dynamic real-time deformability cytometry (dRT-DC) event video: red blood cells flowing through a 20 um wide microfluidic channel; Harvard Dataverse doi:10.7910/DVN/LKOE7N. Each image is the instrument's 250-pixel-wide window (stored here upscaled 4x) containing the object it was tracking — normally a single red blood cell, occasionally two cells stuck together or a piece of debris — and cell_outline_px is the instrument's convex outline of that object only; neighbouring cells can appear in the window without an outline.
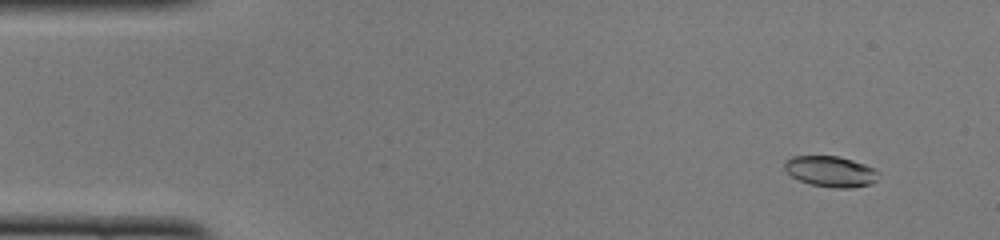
{"species": "common noctule bat (a hibernating species)", "species_latin": "Nyctalus noctula", "temperature_condition": "cold", "stored_images_in_passage": 51, "camera_frame_rate_fps": 3000, "um_per_image_px": 0.085, "animal": {"sex": "female", "body_mass_g": 22.0, "forearm_length_mm": 56.7}, "frame": {"image": 1, "passage_image": 5, "time_ms": 1.333, "image_size_px": [1000, 240], "cell_outline_px": [[876, 180], [872, 184], [852, 188], [836, 188], [812, 184], [800, 180], [792, 176], [784, 168], [784, 160], [792, 156], [836, 156], [852, 160], [864, 164], [872, 168], [876, 172]], "centroid_in_image_um": [70.57, 14.57], "position_along_channel_um": 14.4, "area_um2": 16.59}}
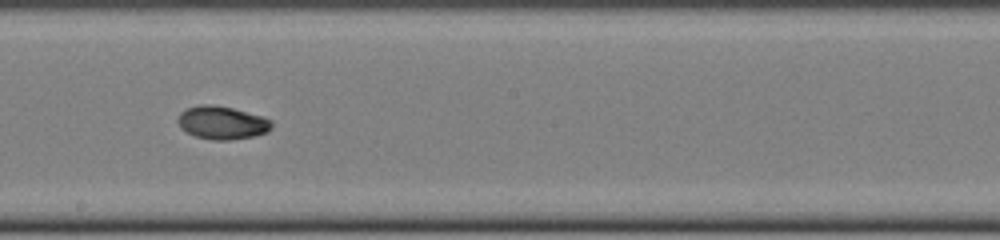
{"frame": {"image": 2, "passage_image": 29, "time_ms": 9.333, "image_size_px": [1000, 240], "cell_outline_px": [[272, 128], [268, 132], [252, 136], [228, 140], [212, 140], [196, 136], [180, 128], [176, 120], [180, 112], [188, 108], [200, 104], [212, 104], [232, 108], [264, 116], [272, 120]], "centroid_in_image_um": [18.88, 10.42], "position_along_channel_um": 229.3, "area_um2": 18.21}}
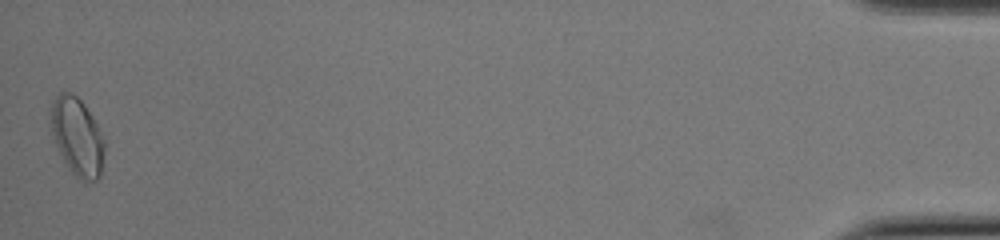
{"frame": {"image": 3, "passage_image": 51, "time_ms": 16.667, "image_size_px": [1000, 240], "cell_outline_px": [[104, 152], [100, 176], [96, 180], [84, 184], [68, 168], [56, 144], [48, 124], [48, 112], [52, 100], [60, 92], [68, 92], [76, 96], [84, 104], [92, 116], [104, 140]], "centroid_in_image_um": [6.52, 11.61], "position_along_channel_um": 428.7, "area_um2": 24.68}, "authors_computed_cell_mechanics": {"area_um2": 17.5134, "velocity_mm_per_s": 3.9882, "shape_relaxation_time_tau1_ms": 6.7357, "shape_relaxation_time_tau2_ms": null, "deformation_change_tau1": 0.2335, "deformation_change_tau2": null}}